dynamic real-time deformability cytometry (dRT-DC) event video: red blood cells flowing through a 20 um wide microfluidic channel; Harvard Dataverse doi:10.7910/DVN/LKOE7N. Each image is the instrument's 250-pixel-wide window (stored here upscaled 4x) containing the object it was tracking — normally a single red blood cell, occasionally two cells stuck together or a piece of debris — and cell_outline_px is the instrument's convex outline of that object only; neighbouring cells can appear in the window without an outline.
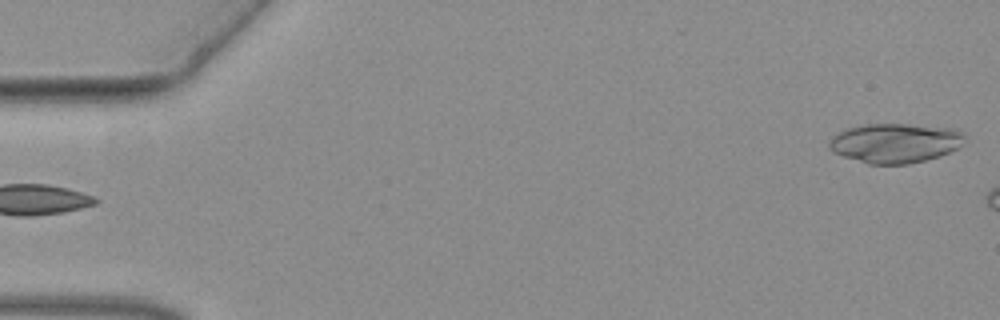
{"species": "common noctule bat (a hibernating species)", "species_latin": "Nyctalus noctula", "temperature_condition": "warm", "stored_images_in_passage": 13, "camera_frame_rate_fps": 3000, "um_per_image_px": 0.085, "animal": {"sex": "female", "body_mass_g": 19.3, "forearm_length_mm": 54.1}, "frame": {"image": 1, "passage_image": 1, "time_ms": 0.0, "image_size_px": [1000, 320], "cell_outline_px": [[968, 136], [960, 148], [940, 156], [908, 164], [868, 164], [832, 152], [828, 148], [828, 140], [832, 136], [848, 128], [864, 124], [908, 124], [956, 128], [964, 132]], "centroid_in_image_um": [76.14, 12.15], "position_along_channel_um": 8.9, "area_um2": 31.67}}